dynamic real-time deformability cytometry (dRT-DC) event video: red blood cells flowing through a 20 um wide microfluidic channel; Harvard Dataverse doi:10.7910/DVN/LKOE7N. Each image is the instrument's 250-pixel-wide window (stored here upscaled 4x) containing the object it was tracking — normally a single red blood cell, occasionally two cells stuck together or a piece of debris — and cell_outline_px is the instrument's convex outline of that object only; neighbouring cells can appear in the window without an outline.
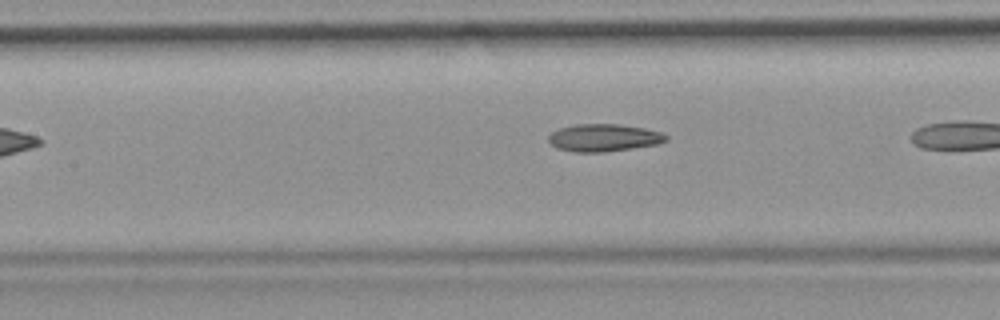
{"species": "common noctule bat (a hibernating species)", "species_latin": "Nyctalus noctula", "temperature_condition": "room temperature", "stored_images_in_passage": 6, "camera_frame_rate_fps": 3000, "um_per_image_px": 0.085, "animal": {"sex": "female", "body_mass_g": 19.9}, "frame": {"image": 1, "passage_image": 6, "time_ms": 6.667, "image_size_px": [1000, 320], "cell_outline_px": [[668, 140], [656, 144], [632, 148], [604, 152], [576, 152], [556, 148], [548, 140], [548, 136], [552, 132], [560, 128], [576, 124], [620, 124], [644, 128], [660, 132], [668, 136]], "centroid_in_image_um": [51.31, 11.7], "position_along_channel_um": 156.1, "area_um2": 18.73}}